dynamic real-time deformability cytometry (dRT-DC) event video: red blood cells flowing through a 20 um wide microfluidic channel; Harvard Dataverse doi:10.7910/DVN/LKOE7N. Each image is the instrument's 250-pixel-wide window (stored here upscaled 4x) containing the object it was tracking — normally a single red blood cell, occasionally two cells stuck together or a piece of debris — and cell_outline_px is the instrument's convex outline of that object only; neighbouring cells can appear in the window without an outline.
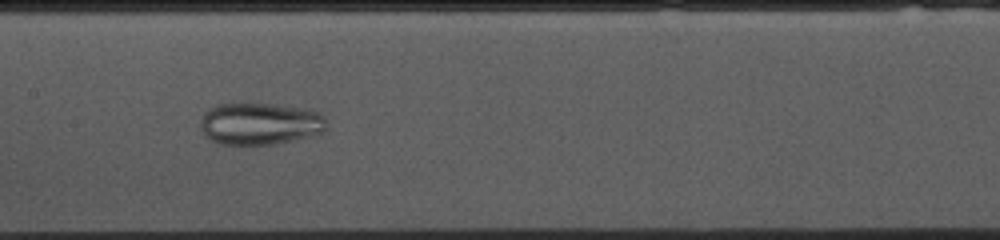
{"species": "common noctule bat (a hibernating species)", "species_latin": "Nyctalus noctula", "temperature_condition": "cold", "stored_images_in_passage": 54, "camera_frame_rate_fps": 3000, "um_per_image_px": 0.085, "animal": {"sex": "female", "body_mass_g": 10.0, "forearm_length_mm": 53.1}, "frame": {"image": 1, "passage_image": 25, "time_ms": 8.0, "image_size_px": [1000, 240], "cell_outline_px": [[324, 132], [316, 136], [272, 144], [220, 144], [212, 140], [204, 132], [200, 124], [200, 120], [208, 108], [220, 104], [276, 104], [300, 108], [316, 112], [324, 116]], "centroid_in_image_um": [22.11, 10.52], "position_along_channel_um": 185.3, "area_um2": 30.58}}
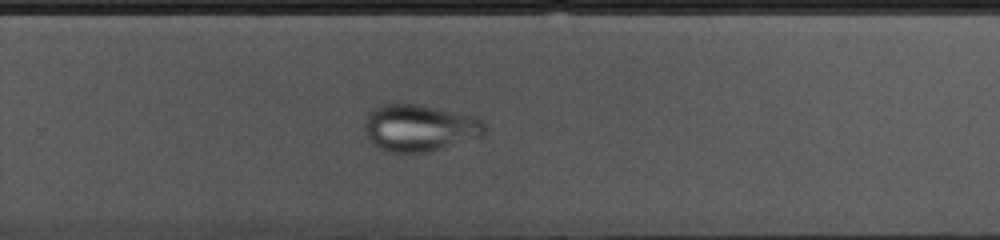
{"frame": {"image": 2, "passage_image": 34, "time_ms": 11.0, "image_size_px": [1000, 240], "cell_outline_px": [[484, 132], [480, 136], [440, 148], [424, 152], [392, 152], [380, 148], [364, 136], [360, 128], [368, 116], [376, 108], [384, 104], [416, 104], [480, 116], [484, 120]], "centroid_in_image_um": [35.63, 10.85], "position_along_channel_um": 294.2, "area_um2": 32.66}}
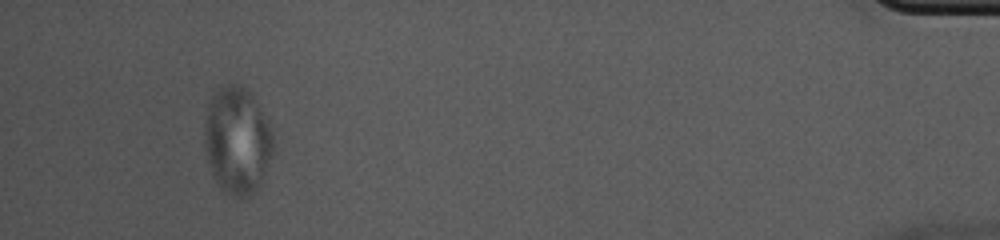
{"frame": {"image": 3, "passage_image": 50, "time_ms": 16.333, "image_size_px": [1000, 240], "cell_outline_px": [[272, 152], [260, 188], [252, 196], [244, 200], [232, 196], [220, 188], [212, 172], [208, 160], [204, 144], [204, 120], [208, 104], [216, 88], [228, 84], [240, 84], [256, 100], [272, 132]], "centroid_in_image_um": [20.14, 11.98], "position_along_channel_um": 415.1, "area_um2": 43.12}}